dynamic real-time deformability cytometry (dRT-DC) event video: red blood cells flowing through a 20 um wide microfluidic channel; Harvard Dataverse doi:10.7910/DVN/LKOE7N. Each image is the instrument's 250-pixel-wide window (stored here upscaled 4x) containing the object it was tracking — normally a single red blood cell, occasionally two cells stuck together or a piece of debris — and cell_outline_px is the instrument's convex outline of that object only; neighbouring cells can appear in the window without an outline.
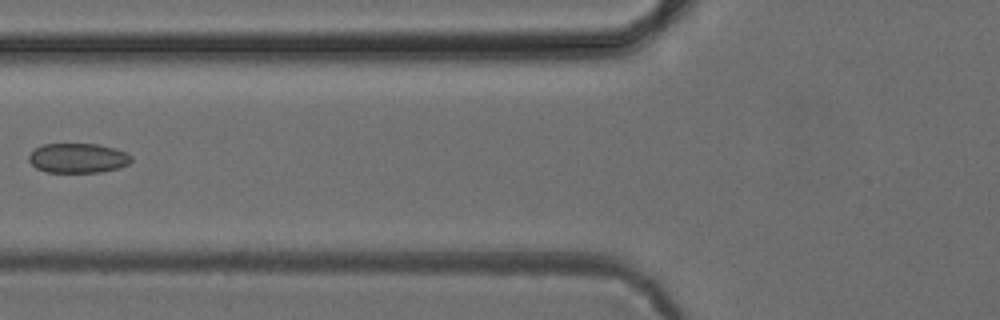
{"species": "common noctule bat (a hibernating species)", "species_latin": "Nyctalus noctula", "temperature_condition": "cold", "stored_images_in_passage": 7, "camera_frame_rate_fps": 3000, "um_per_image_px": 0.085, "animal": {"sex": "female", "body_mass_g": 24.6, "forearm_length_mm": 56.2}, "frame": {"image": 1, "passage_image": 6, "time_ms": 6.0, "image_size_px": [1000, 320], "cell_outline_px": [[132, 160], [128, 164], [116, 168], [100, 172], [44, 172], [36, 168], [28, 160], [28, 156], [36, 148], [44, 144], [96, 144], [116, 148], [132, 156]], "centroid_in_image_um": [6.61, 13.44], "position_along_channel_um": 119.2, "area_um2": 17.63}}
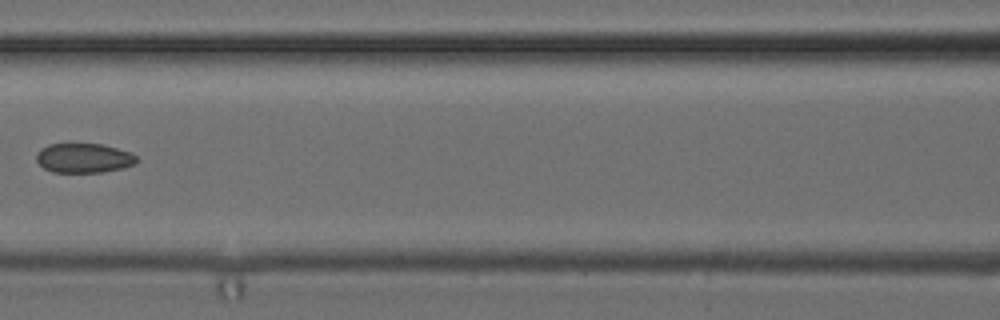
{"frame": {"image": 2, "passage_image": 7, "time_ms": 7.0, "image_size_px": [1000, 320], "cell_outline_px": [[140, 160], [136, 164], [124, 168], [104, 172], [52, 172], [44, 168], [36, 160], [36, 152], [40, 148], [48, 144], [100, 144], [132, 152]], "centroid_in_image_um": [7.15, 13.44], "position_along_channel_um": 159.5, "area_um2": 17.46}}